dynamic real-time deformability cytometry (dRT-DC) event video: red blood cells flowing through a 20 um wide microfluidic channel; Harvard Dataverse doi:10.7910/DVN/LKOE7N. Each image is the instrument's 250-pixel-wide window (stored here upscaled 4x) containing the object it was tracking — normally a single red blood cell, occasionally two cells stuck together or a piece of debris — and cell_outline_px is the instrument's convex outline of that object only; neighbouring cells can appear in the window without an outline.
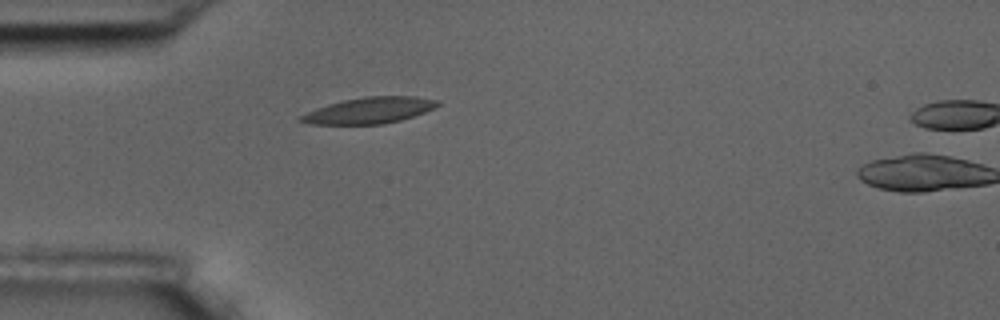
{"species": "common noctule bat (a hibernating species)", "species_latin": "Nyctalus noctula", "temperature_condition": "room temperature", "stored_images_in_passage": 6, "camera_frame_rate_fps": 3000, "um_per_image_px": 0.085, "animal": {"sex": "male", "body_mass_g": 17.5, "forearm_length_mm": 52.3}, "frame": {"image": 1, "passage_image": 5, "time_ms": 5.333, "image_size_px": [1000, 320], "cell_outline_px": [[440, 104], [436, 108], [400, 120], [384, 124], [312, 124], [296, 120], [300, 116], [316, 108], [328, 104], [344, 100], [364, 96], [416, 96], [440, 100]], "centroid_in_image_um": [31.43, 9.37], "position_along_channel_um": 53.6, "area_um2": 20.87}}